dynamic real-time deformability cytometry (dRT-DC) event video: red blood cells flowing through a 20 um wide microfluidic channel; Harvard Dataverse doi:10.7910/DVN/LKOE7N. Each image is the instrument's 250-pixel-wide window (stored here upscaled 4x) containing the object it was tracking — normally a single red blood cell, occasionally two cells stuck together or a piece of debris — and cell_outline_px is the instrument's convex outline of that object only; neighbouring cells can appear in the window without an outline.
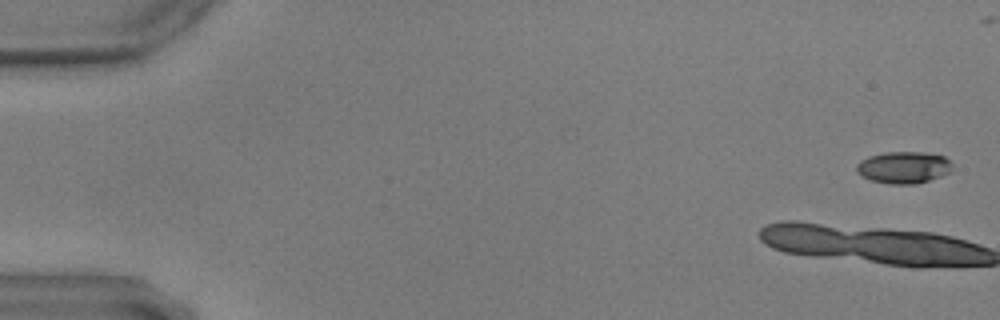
{"species": "common noctule bat (a hibernating species)", "species_latin": "Nyctalus noctula", "temperature_condition": "warm", "stored_images_in_passage": 10, "camera_frame_rate_fps": 3000, "um_per_image_px": 0.085, "animal": {"sex": "male", "body_mass_g": 17.9, "forearm_length_mm": 54.2}, "frame": {"image": 1, "passage_image": 1, "time_ms": 0.0, "image_size_px": [1000, 320], "cell_outline_px": [[952, 168], [948, 172], [940, 176], [916, 184], [888, 184], [872, 180], [856, 172], [856, 164], [860, 160], [868, 156], [884, 152], [924, 152], [944, 156], [952, 164]], "centroid_in_image_um": [76.78, 14.22], "position_along_channel_um": 8.2, "area_um2": 17.74}}